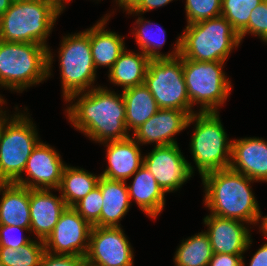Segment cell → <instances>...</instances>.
Here are the masks:
<instances>
[{
	"label": "cell",
	"instance_id": "obj_1",
	"mask_svg": "<svg viewBox=\"0 0 267 266\" xmlns=\"http://www.w3.org/2000/svg\"><path fill=\"white\" fill-rule=\"evenodd\" d=\"M84 93V94H83ZM71 124L90 139L105 143L130 137L122 94L101 87L82 92L66 109Z\"/></svg>",
	"mask_w": 267,
	"mask_h": 266
},
{
	"label": "cell",
	"instance_id": "obj_2",
	"mask_svg": "<svg viewBox=\"0 0 267 266\" xmlns=\"http://www.w3.org/2000/svg\"><path fill=\"white\" fill-rule=\"evenodd\" d=\"M253 181L230 167L202 176L205 205L211 210L210 214L239 220L246 224H255L261 219V230H263L265 217L261 215L250 188V183Z\"/></svg>",
	"mask_w": 267,
	"mask_h": 266
},
{
	"label": "cell",
	"instance_id": "obj_3",
	"mask_svg": "<svg viewBox=\"0 0 267 266\" xmlns=\"http://www.w3.org/2000/svg\"><path fill=\"white\" fill-rule=\"evenodd\" d=\"M62 11L51 0L12 1L0 16V40L37 43L48 48L46 38Z\"/></svg>",
	"mask_w": 267,
	"mask_h": 266
},
{
	"label": "cell",
	"instance_id": "obj_4",
	"mask_svg": "<svg viewBox=\"0 0 267 266\" xmlns=\"http://www.w3.org/2000/svg\"><path fill=\"white\" fill-rule=\"evenodd\" d=\"M37 43H15L0 40V86L23 91L51 75L53 56Z\"/></svg>",
	"mask_w": 267,
	"mask_h": 266
},
{
	"label": "cell",
	"instance_id": "obj_5",
	"mask_svg": "<svg viewBox=\"0 0 267 266\" xmlns=\"http://www.w3.org/2000/svg\"><path fill=\"white\" fill-rule=\"evenodd\" d=\"M240 43L232 25L219 16L186 26L180 36V56L200 62H225Z\"/></svg>",
	"mask_w": 267,
	"mask_h": 266
},
{
	"label": "cell",
	"instance_id": "obj_6",
	"mask_svg": "<svg viewBox=\"0 0 267 266\" xmlns=\"http://www.w3.org/2000/svg\"><path fill=\"white\" fill-rule=\"evenodd\" d=\"M218 113L199 111L190 115L187 122V127L196 122L190 150L201 177L231 164L232 140L227 141Z\"/></svg>",
	"mask_w": 267,
	"mask_h": 266
},
{
	"label": "cell",
	"instance_id": "obj_7",
	"mask_svg": "<svg viewBox=\"0 0 267 266\" xmlns=\"http://www.w3.org/2000/svg\"><path fill=\"white\" fill-rule=\"evenodd\" d=\"M59 59L62 92L65 101L71 102L86 88L91 89L96 77V68L90 46V28L86 31L63 37ZM90 86V87H89Z\"/></svg>",
	"mask_w": 267,
	"mask_h": 266
},
{
	"label": "cell",
	"instance_id": "obj_8",
	"mask_svg": "<svg viewBox=\"0 0 267 266\" xmlns=\"http://www.w3.org/2000/svg\"><path fill=\"white\" fill-rule=\"evenodd\" d=\"M9 121L5 122L0 138V183H14L21 177L40 141L33 122L25 114L11 116Z\"/></svg>",
	"mask_w": 267,
	"mask_h": 266
},
{
	"label": "cell",
	"instance_id": "obj_9",
	"mask_svg": "<svg viewBox=\"0 0 267 266\" xmlns=\"http://www.w3.org/2000/svg\"><path fill=\"white\" fill-rule=\"evenodd\" d=\"M224 62H200L183 58V75L191 107L200 104V112H217L227 100L232 86L222 66Z\"/></svg>",
	"mask_w": 267,
	"mask_h": 266
},
{
	"label": "cell",
	"instance_id": "obj_10",
	"mask_svg": "<svg viewBox=\"0 0 267 266\" xmlns=\"http://www.w3.org/2000/svg\"><path fill=\"white\" fill-rule=\"evenodd\" d=\"M144 85L161 109H178L189 116L191 109L183 75V58L149 60Z\"/></svg>",
	"mask_w": 267,
	"mask_h": 266
},
{
	"label": "cell",
	"instance_id": "obj_11",
	"mask_svg": "<svg viewBox=\"0 0 267 266\" xmlns=\"http://www.w3.org/2000/svg\"><path fill=\"white\" fill-rule=\"evenodd\" d=\"M144 157V166L150 171L162 190H178L193 174V167L184 158L178 144L154 146Z\"/></svg>",
	"mask_w": 267,
	"mask_h": 266
},
{
	"label": "cell",
	"instance_id": "obj_12",
	"mask_svg": "<svg viewBox=\"0 0 267 266\" xmlns=\"http://www.w3.org/2000/svg\"><path fill=\"white\" fill-rule=\"evenodd\" d=\"M92 227L73 207H67L44 241L45 251L52 254L85 257Z\"/></svg>",
	"mask_w": 267,
	"mask_h": 266
},
{
	"label": "cell",
	"instance_id": "obj_13",
	"mask_svg": "<svg viewBox=\"0 0 267 266\" xmlns=\"http://www.w3.org/2000/svg\"><path fill=\"white\" fill-rule=\"evenodd\" d=\"M133 258L121 227H92L85 260L98 266H133Z\"/></svg>",
	"mask_w": 267,
	"mask_h": 266
},
{
	"label": "cell",
	"instance_id": "obj_14",
	"mask_svg": "<svg viewBox=\"0 0 267 266\" xmlns=\"http://www.w3.org/2000/svg\"><path fill=\"white\" fill-rule=\"evenodd\" d=\"M65 166L60 154L54 148L39 142L32 150L23 171L28 176L27 180L22 178L24 177L22 175L14 183L29 189L57 190Z\"/></svg>",
	"mask_w": 267,
	"mask_h": 266
},
{
	"label": "cell",
	"instance_id": "obj_15",
	"mask_svg": "<svg viewBox=\"0 0 267 266\" xmlns=\"http://www.w3.org/2000/svg\"><path fill=\"white\" fill-rule=\"evenodd\" d=\"M203 220L208 227L206 234L209 237L213 253L242 255L252 243L249 229L244 226L242 221L211 214Z\"/></svg>",
	"mask_w": 267,
	"mask_h": 266
},
{
	"label": "cell",
	"instance_id": "obj_16",
	"mask_svg": "<svg viewBox=\"0 0 267 266\" xmlns=\"http://www.w3.org/2000/svg\"><path fill=\"white\" fill-rule=\"evenodd\" d=\"M189 115L178 109H159L133 134L141 144L156 143L157 146L177 144L174 135L186 129Z\"/></svg>",
	"mask_w": 267,
	"mask_h": 266
},
{
	"label": "cell",
	"instance_id": "obj_17",
	"mask_svg": "<svg viewBox=\"0 0 267 266\" xmlns=\"http://www.w3.org/2000/svg\"><path fill=\"white\" fill-rule=\"evenodd\" d=\"M230 168L255 182H267V141L257 137L232 140Z\"/></svg>",
	"mask_w": 267,
	"mask_h": 266
},
{
	"label": "cell",
	"instance_id": "obj_18",
	"mask_svg": "<svg viewBox=\"0 0 267 266\" xmlns=\"http://www.w3.org/2000/svg\"><path fill=\"white\" fill-rule=\"evenodd\" d=\"M67 207L61 195L57 197L49 189H30V231L37 240H46Z\"/></svg>",
	"mask_w": 267,
	"mask_h": 266
},
{
	"label": "cell",
	"instance_id": "obj_19",
	"mask_svg": "<svg viewBox=\"0 0 267 266\" xmlns=\"http://www.w3.org/2000/svg\"><path fill=\"white\" fill-rule=\"evenodd\" d=\"M107 146L108 167L101 176L125 181L144 164L139 143L131 136L123 140L105 142Z\"/></svg>",
	"mask_w": 267,
	"mask_h": 266
},
{
	"label": "cell",
	"instance_id": "obj_20",
	"mask_svg": "<svg viewBox=\"0 0 267 266\" xmlns=\"http://www.w3.org/2000/svg\"><path fill=\"white\" fill-rule=\"evenodd\" d=\"M1 191L0 225L18 226L30 231V189L16 183H0Z\"/></svg>",
	"mask_w": 267,
	"mask_h": 266
},
{
	"label": "cell",
	"instance_id": "obj_21",
	"mask_svg": "<svg viewBox=\"0 0 267 266\" xmlns=\"http://www.w3.org/2000/svg\"><path fill=\"white\" fill-rule=\"evenodd\" d=\"M98 186L103 196L100 219L93 225L98 227H120L119 221L130 208V199L125 181L100 177Z\"/></svg>",
	"mask_w": 267,
	"mask_h": 266
},
{
	"label": "cell",
	"instance_id": "obj_22",
	"mask_svg": "<svg viewBox=\"0 0 267 266\" xmlns=\"http://www.w3.org/2000/svg\"><path fill=\"white\" fill-rule=\"evenodd\" d=\"M133 175L132 184L127 185L130 203L133 198L146 215L155 219L164 209L166 193L144 165Z\"/></svg>",
	"mask_w": 267,
	"mask_h": 266
},
{
	"label": "cell",
	"instance_id": "obj_23",
	"mask_svg": "<svg viewBox=\"0 0 267 266\" xmlns=\"http://www.w3.org/2000/svg\"><path fill=\"white\" fill-rule=\"evenodd\" d=\"M109 17V15L104 16L102 20L90 28V46L96 69L98 66H106L110 70L120 54L126 49L124 37L115 32L104 30V25L109 20Z\"/></svg>",
	"mask_w": 267,
	"mask_h": 266
},
{
	"label": "cell",
	"instance_id": "obj_24",
	"mask_svg": "<svg viewBox=\"0 0 267 266\" xmlns=\"http://www.w3.org/2000/svg\"><path fill=\"white\" fill-rule=\"evenodd\" d=\"M149 58L142 52L133 53L126 49L109 70V80L123 90L144 84Z\"/></svg>",
	"mask_w": 267,
	"mask_h": 266
},
{
	"label": "cell",
	"instance_id": "obj_25",
	"mask_svg": "<svg viewBox=\"0 0 267 266\" xmlns=\"http://www.w3.org/2000/svg\"><path fill=\"white\" fill-rule=\"evenodd\" d=\"M122 96L126 111V128L135 132L160 109L149 89L138 85L123 90Z\"/></svg>",
	"mask_w": 267,
	"mask_h": 266
},
{
	"label": "cell",
	"instance_id": "obj_26",
	"mask_svg": "<svg viewBox=\"0 0 267 266\" xmlns=\"http://www.w3.org/2000/svg\"><path fill=\"white\" fill-rule=\"evenodd\" d=\"M101 175L96 176L86 170L76 167L65 166L59 193L68 207H73L77 202L83 199L95 187L98 186Z\"/></svg>",
	"mask_w": 267,
	"mask_h": 266
},
{
	"label": "cell",
	"instance_id": "obj_27",
	"mask_svg": "<svg viewBox=\"0 0 267 266\" xmlns=\"http://www.w3.org/2000/svg\"><path fill=\"white\" fill-rule=\"evenodd\" d=\"M135 24L138 25V27L134 28V30L137 31L133 33L135 34L136 42L140 47L141 52L144 53L150 60L171 59L180 56V36L175 44L176 46L174 47L175 50L170 54L164 55L160 53L159 49L162 48V46L166 42L165 39L166 31L160 28L158 31L156 30V32L155 31L153 32L152 31L153 29L151 27V24L153 25V23H150V21H144L142 17H139L136 20ZM155 25H156L155 27H157V24ZM155 34L157 36H154Z\"/></svg>",
	"mask_w": 267,
	"mask_h": 266
},
{
	"label": "cell",
	"instance_id": "obj_28",
	"mask_svg": "<svg viewBox=\"0 0 267 266\" xmlns=\"http://www.w3.org/2000/svg\"><path fill=\"white\" fill-rule=\"evenodd\" d=\"M212 256L213 250L205 231L182 240L174 256V263L176 266H208Z\"/></svg>",
	"mask_w": 267,
	"mask_h": 266
},
{
	"label": "cell",
	"instance_id": "obj_29",
	"mask_svg": "<svg viewBox=\"0 0 267 266\" xmlns=\"http://www.w3.org/2000/svg\"><path fill=\"white\" fill-rule=\"evenodd\" d=\"M44 252V241L30 240L19 249L0 247V262L5 266H39Z\"/></svg>",
	"mask_w": 267,
	"mask_h": 266
},
{
	"label": "cell",
	"instance_id": "obj_30",
	"mask_svg": "<svg viewBox=\"0 0 267 266\" xmlns=\"http://www.w3.org/2000/svg\"><path fill=\"white\" fill-rule=\"evenodd\" d=\"M264 0H222L221 16L232 25L238 35L248 25L252 10Z\"/></svg>",
	"mask_w": 267,
	"mask_h": 266
},
{
	"label": "cell",
	"instance_id": "obj_31",
	"mask_svg": "<svg viewBox=\"0 0 267 266\" xmlns=\"http://www.w3.org/2000/svg\"><path fill=\"white\" fill-rule=\"evenodd\" d=\"M222 0H186L187 25L221 16Z\"/></svg>",
	"mask_w": 267,
	"mask_h": 266
},
{
	"label": "cell",
	"instance_id": "obj_32",
	"mask_svg": "<svg viewBox=\"0 0 267 266\" xmlns=\"http://www.w3.org/2000/svg\"><path fill=\"white\" fill-rule=\"evenodd\" d=\"M102 206L103 196L100 187L97 186L77 202L73 208L93 226L100 219Z\"/></svg>",
	"mask_w": 267,
	"mask_h": 266
},
{
	"label": "cell",
	"instance_id": "obj_33",
	"mask_svg": "<svg viewBox=\"0 0 267 266\" xmlns=\"http://www.w3.org/2000/svg\"><path fill=\"white\" fill-rule=\"evenodd\" d=\"M248 33L258 36L261 40L267 42V0H264L252 10L248 25L239 34L240 40L242 41L243 37Z\"/></svg>",
	"mask_w": 267,
	"mask_h": 266
},
{
	"label": "cell",
	"instance_id": "obj_34",
	"mask_svg": "<svg viewBox=\"0 0 267 266\" xmlns=\"http://www.w3.org/2000/svg\"><path fill=\"white\" fill-rule=\"evenodd\" d=\"M28 231L27 228L18 226L0 225V247L19 249L22 245L27 244L31 239L24 236H15L13 232Z\"/></svg>",
	"mask_w": 267,
	"mask_h": 266
},
{
	"label": "cell",
	"instance_id": "obj_35",
	"mask_svg": "<svg viewBox=\"0 0 267 266\" xmlns=\"http://www.w3.org/2000/svg\"><path fill=\"white\" fill-rule=\"evenodd\" d=\"M85 257L81 255H62L44 252L39 266H83Z\"/></svg>",
	"mask_w": 267,
	"mask_h": 266
},
{
	"label": "cell",
	"instance_id": "obj_36",
	"mask_svg": "<svg viewBox=\"0 0 267 266\" xmlns=\"http://www.w3.org/2000/svg\"><path fill=\"white\" fill-rule=\"evenodd\" d=\"M243 255L213 253L208 266H243Z\"/></svg>",
	"mask_w": 267,
	"mask_h": 266
},
{
	"label": "cell",
	"instance_id": "obj_37",
	"mask_svg": "<svg viewBox=\"0 0 267 266\" xmlns=\"http://www.w3.org/2000/svg\"><path fill=\"white\" fill-rule=\"evenodd\" d=\"M173 0H137L129 9L128 13L132 14L135 13L138 15V13H144L146 11L164 6L168 3H170Z\"/></svg>",
	"mask_w": 267,
	"mask_h": 266
},
{
	"label": "cell",
	"instance_id": "obj_38",
	"mask_svg": "<svg viewBox=\"0 0 267 266\" xmlns=\"http://www.w3.org/2000/svg\"><path fill=\"white\" fill-rule=\"evenodd\" d=\"M263 235L267 237V234L262 230ZM243 261V266L244 265ZM249 266H267V243L260 247L257 252L252 256Z\"/></svg>",
	"mask_w": 267,
	"mask_h": 266
},
{
	"label": "cell",
	"instance_id": "obj_39",
	"mask_svg": "<svg viewBox=\"0 0 267 266\" xmlns=\"http://www.w3.org/2000/svg\"><path fill=\"white\" fill-rule=\"evenodd\" d=\"M12 0H0V16H2L9 8Z\"/></svg>",
	"mask_w": 267,
	"mask_h": 266
},
{
	"label": "cell",
	"instance_id": "obj_40",
	"mask_svg": "<svg viewBox=\"0 0 267 266\" xmlns=\"http://www.w3.org/2000/svg\"><path fill=\"white\" fill-rule=\"evenodd\" d=\"M1 105L4 103H0ZM6 111L3 112V110H0V138L3 132V128H4V124L7 120H9L10 118L6 116Z\"/></svg>",
	"mask_w": 267,
	"mask_h": 266
},
{
	"label": "cell",
	"instance_id": "obj_41",
	"mask_svg": "<svg viewBox=\"0 0 267 266\" xmlns=\"http://www.w3.org/2000/svg\"><path fill=\"white\" fill-rule=\"evenodd\" d=\"M137 0H119V7L121 6L124 10L129 9Z\"/></svg>",
	"mask_w": 267,
	"mask_h": 266
},
{
	"label": "cell",
	"instance_id": "obj_42",
	"mask_svg": "<svg viewBox=\"0 0 267 266\" xmlns=\"http://www.w3.org/2000/svg\"><path fill=\"white\" fill-rule=\"evenodd\" d=\"M53 1L61 10L65 9V5L63 3H67L65 2L66 0H51ZM63 1V2H62ZM67 1H71V0H67Z\"/></svg>",
	"mask_w": 267,
	"mask_h": 266
},
{
	"label": "cell",
	"instance_id": "obj_43",
	"mask_svg": "<svg viewBox=\"0 0 267 266\" xmlns=\"http://www.w3.org/2000/svg\"><path fill=\"white\" fill-rule=\"evenodd\" d=\"M83 266H98V265H95V264L85 260L84 263H83Z\"/></svg>",
	"mask_w": 267,
	"mask_h": 266
},
{
	"label": "cell",
	"instance_id": "obj_44",
	"mask_svg": "<svg viewBox=\"0 0 267 266\" xmlns=\"http://www.w3.org/2000/svg\"><path fill=\"white\" fill-rule=\"evenodd\" d=\"M263 231L267 234V216H265V223H264Z\"/></svg>",
	"mask_w": 267,
	"mask_h": 266
},
{
	"label": "cell",
	"instance_id": "obj_45",
	"mask_svg": "<svg viewBox=\"0 0 267 266\" xmlns=\"http://www.w3.org/2000/svg\"><path fill=\"white\" fill-rule=\"evenodd\" d=\"M0 103H5L4 99H2L1 96H0Z\"/></svg>",
	"mask_w": 267,
	"mask_h": 266
}]
</instances>
